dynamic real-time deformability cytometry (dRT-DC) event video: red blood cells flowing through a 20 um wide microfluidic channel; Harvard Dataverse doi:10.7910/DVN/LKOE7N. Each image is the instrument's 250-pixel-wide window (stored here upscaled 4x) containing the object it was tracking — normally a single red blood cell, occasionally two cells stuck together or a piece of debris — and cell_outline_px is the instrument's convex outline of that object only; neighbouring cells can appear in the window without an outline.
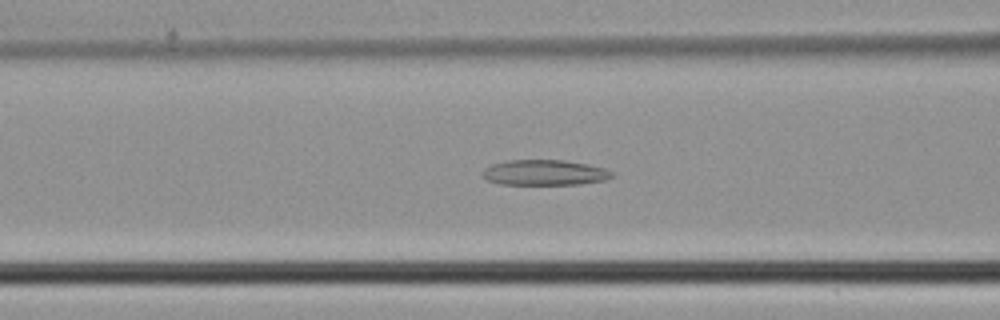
{"species": "common noctule bat (a hibernating species)", "species_latin": "Nyctalus noctula", "temperature_condition": "cold", "stored_images_in_passage": 44, "camera_frame_rate_fps": 3000, "um_per_image_px": 0.085, "animal": {"sex": "male", "body_mass_g": 21.5, "forearm_length_mm": 52.0}, "frame": {"image": 1, "passage_image": 16, "time_ms": 5.0, "image_size_px": [1000, 320], "cell_outline_px": [[612, 176], [604, 180], [580, 184], [500, 184], [488, 180], [484, 176], [484, 168], [492, 164], [508, 160], [564, 160], [588, 164], [604, 168], [612, 172]], "centroid_in_image_um": [46.29, 14.66], "position_along_channel_um": 120.3, "area_um2": 18.96}}
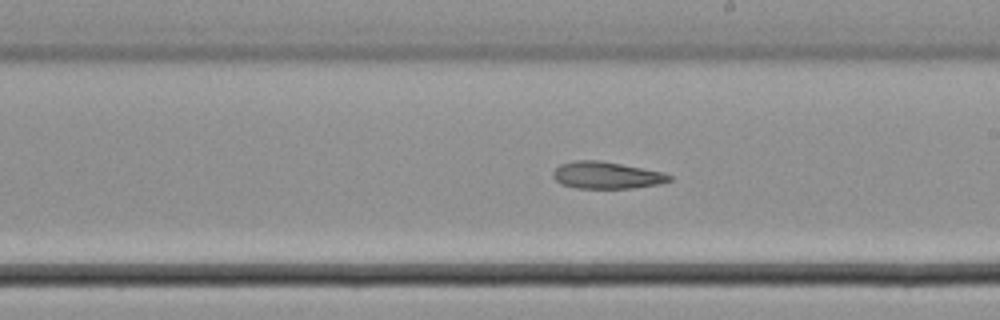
{"frame": {"image": 2, "passage_image": 24, "time_ms": 7.667, "image_size_px": [1000, 320], "cell_outline_px": [[672, 180], [660, 184], [632, 188], [576, 188], [560, 184], [552, 176], [552, 172], [560, 164], [576, 160], [600, 160], [660, 172], [672, 176]], "centroid_in_image_um": [51.51, 14.9], "position_along_channel_um": 237.5, "area_um2": 18.15}}
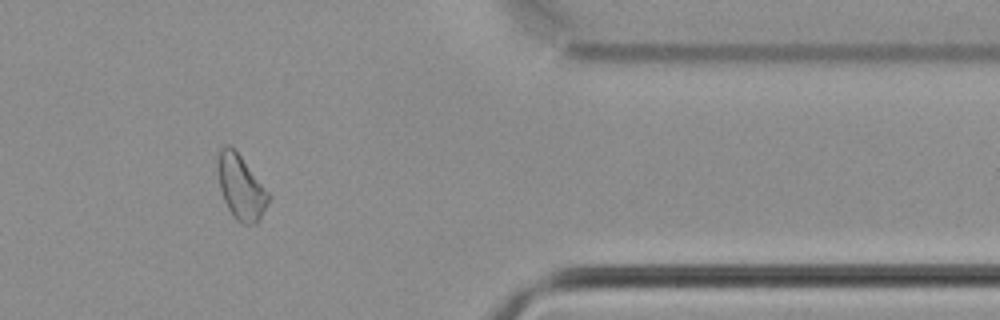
{"frame": {"image": 3, "passage_image": 36, "time_ms": 11.667, "image_size_px": [1000, 320], "cell_outline_px": [[272, 196], [260, 220], [256, 224], [244, 224], [236, 220], [232, 216], [224, 200], [220, 188], [216, 168], [216, 160], [220, 148], [224, 144], [228, 144], [240, 156]], "centroid_in_image_um": [20.47, 15.93], "position_along_channel_um": 390.9, "area_um2": 19.25}}